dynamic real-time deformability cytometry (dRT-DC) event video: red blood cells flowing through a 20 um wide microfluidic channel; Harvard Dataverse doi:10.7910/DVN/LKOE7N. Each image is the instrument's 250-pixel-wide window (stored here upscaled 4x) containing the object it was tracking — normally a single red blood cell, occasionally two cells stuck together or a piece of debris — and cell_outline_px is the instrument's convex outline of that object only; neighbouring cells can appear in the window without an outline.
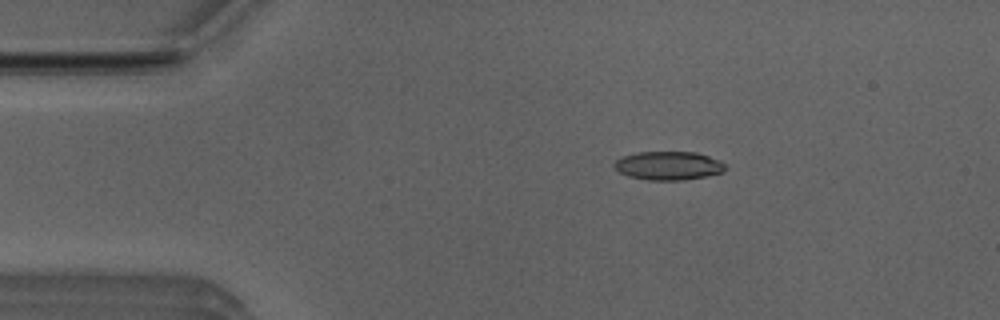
{"species": "Egyptian fruit bat (a non-hibernating species)", "species_latin": "Rousettus aegyptiacus", "temperature_condition": "room temperature", "stored_images_in_passage": 52, "camera_frame_rate_fps": 3000, "um_per_image_px": 0.085, "animal": {"sex": "male"}, "frame": {"image": 1, "passage_image": 9, "time_ms": 2.667, "image_size_px": [1000, 320], "cell_outline_px": [[724, 172], [684, 180], [648, 180], [628, 176], [620, 172], [612, 164], [616, 160], [624, 156], [636, 152], [696, 152], [720, 160], [724, 164]], "centroid_in_image_um": [56.8, 14.08], "position_along_channel_um": 28.2, "area_um2": 18.38}}
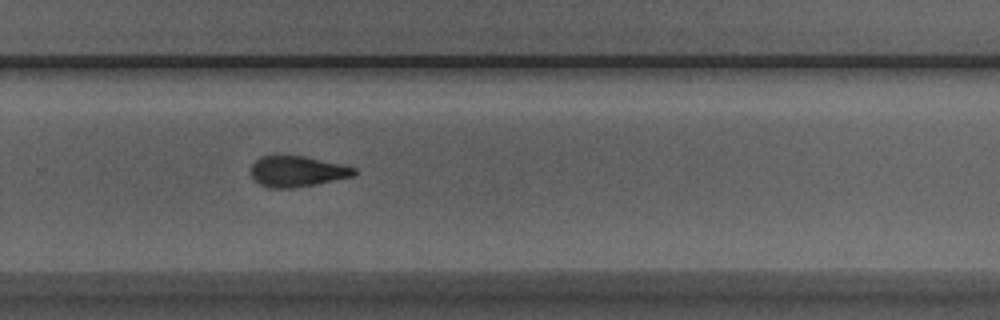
{"frame": {"image": 2, "passage_image": 34, "time_ms": 11.0, "image_size_px": [1000, 320], "cell_outline_px": [[356, 172], [352, 176], [292, 188], [268, 188], [260, 184], [252, 176], [252, 164], [260, 156], [276, 152], [280, 152], [304, 156], [344, 164], [356, 168]], "centroid_in_image_um": [25.2, 14.5], "position_along_channel_um": 304.6, "area_um2": 18.9}}
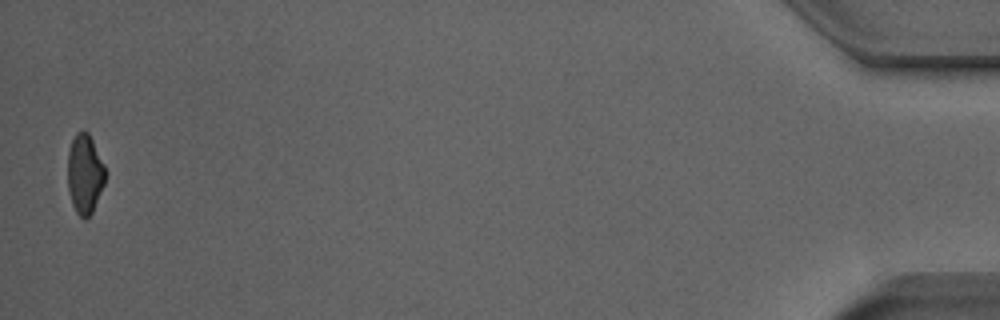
{"frame": {"image": 3, "passage_image": 51, "time_ms": 16.667, "image_size_px": [1000, 320], "cell_outline_px": [[104, 184], [92, 212], [84, 220], [76, 212], [72, 204], [68, 188], [68, 152], [72, 140], [76, 132], [88, 132], [104, 164]], "centroid_in_image_um": [7.19, 14.8], "position_along_channel_um": 428.0, "area_um2": 17.11}}